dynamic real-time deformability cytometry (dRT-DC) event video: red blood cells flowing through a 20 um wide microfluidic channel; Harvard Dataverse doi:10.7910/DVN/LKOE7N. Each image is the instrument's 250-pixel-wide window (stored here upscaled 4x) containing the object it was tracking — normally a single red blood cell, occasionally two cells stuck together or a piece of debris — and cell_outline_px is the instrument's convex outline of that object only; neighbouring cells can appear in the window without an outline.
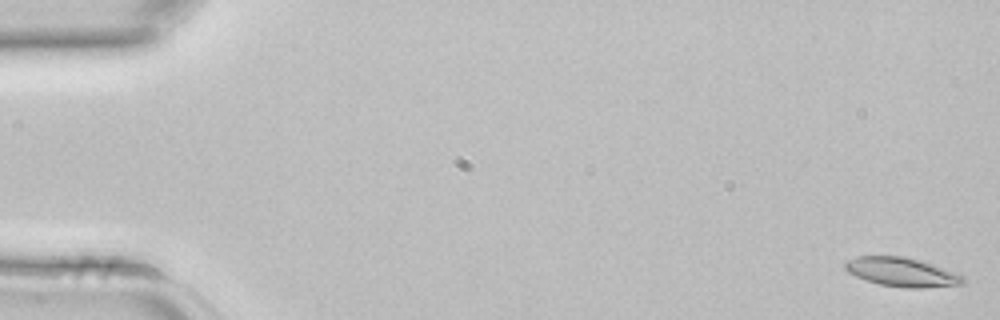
{"species": "common noctule bat (a hibernating species)", "species_latin": "Nyctalus noctula", "temperature_condition": "room temperature", "stored_images_in_passage": 5, "camera_frame_rate_fps": 3000, "um_per_image_px": 0.085, "animal": {"sex": "female", "body_mass_g": 22.7, "forearm_length_mm": 54.2}, "frame": {"image": 1, "passage_image": 1, "time_ms": 0.0, "image_size_px": [1000, 320], "cell_outline_px": [[964, 284], [924, 288], [904, 288], [880, 284], [856, 276], [848, 272], [844, 268], [844, 264], [848, 260], [856, 256], [904, 256], [920, 260], [932, 264], [964, 276]], "centroid_in_image_um": [76.65, 23.12], "position_along_channel_um": 8.3, "area_um2": 19.83}}